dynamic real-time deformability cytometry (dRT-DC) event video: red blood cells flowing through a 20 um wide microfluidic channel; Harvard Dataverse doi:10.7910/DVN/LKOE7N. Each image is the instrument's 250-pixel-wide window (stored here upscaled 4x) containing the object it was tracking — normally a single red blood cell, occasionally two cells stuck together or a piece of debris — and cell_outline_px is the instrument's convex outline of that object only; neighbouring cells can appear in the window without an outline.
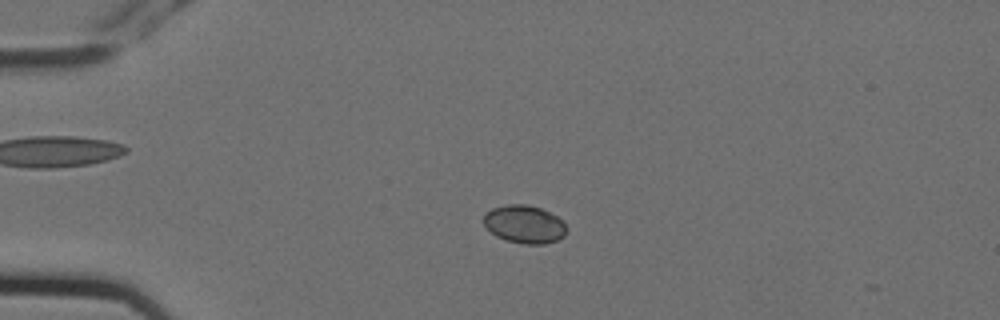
{"species": "Egyptian fruit bat (a non-hibernating species)", "species_latin": "Rousettus aegyptiacus", "temperature_condition": "cold", "stored_images_in_passage": 3, "camera_frame_rate_fps": 3000, "um_per_image_px": 0.085, "animal": {"sex": "female"}, "frame": {"image": 1, "passage_image": 2, "time_ms": 0.333, "image_size_px": [1000, 320], "cell_outline_px": [[568, 228], [564, 236], [556, 240], [544, 244], [524, 244], [508, 240], [496, 236], [484, 224], [484, 212], [492, 208], [508, 204], [528, 204], [540, 208], [556, 216]], "centroid_in_image_um": [44.57, 19.05], "position_along_channel_um": 40.4, "area_um2": 18.21}}
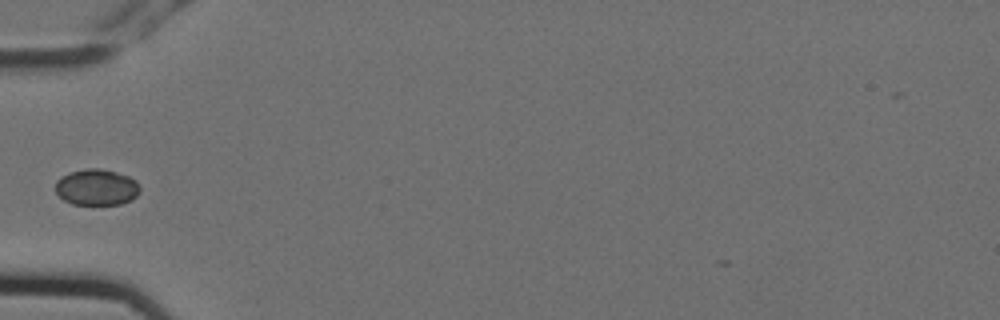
{"frame": {"image": 2, "passage_image": 3, "time_ms": 0.667, "image_size_px": [1000, 320], "cell_outline_px": [[140, 192], [132, 200], [120, 204], [72, 204], [64, 200], [56, 192], [56, 180], [60, 176], [68, 172], [84, 168], [100, 168], [116, 172], [128, 176], [136, 180], [140, 188]], "centroid_in_image_um": [8.2, 15.9], "position_along_channel_um": 76.8, "area_um2": 17.98}}